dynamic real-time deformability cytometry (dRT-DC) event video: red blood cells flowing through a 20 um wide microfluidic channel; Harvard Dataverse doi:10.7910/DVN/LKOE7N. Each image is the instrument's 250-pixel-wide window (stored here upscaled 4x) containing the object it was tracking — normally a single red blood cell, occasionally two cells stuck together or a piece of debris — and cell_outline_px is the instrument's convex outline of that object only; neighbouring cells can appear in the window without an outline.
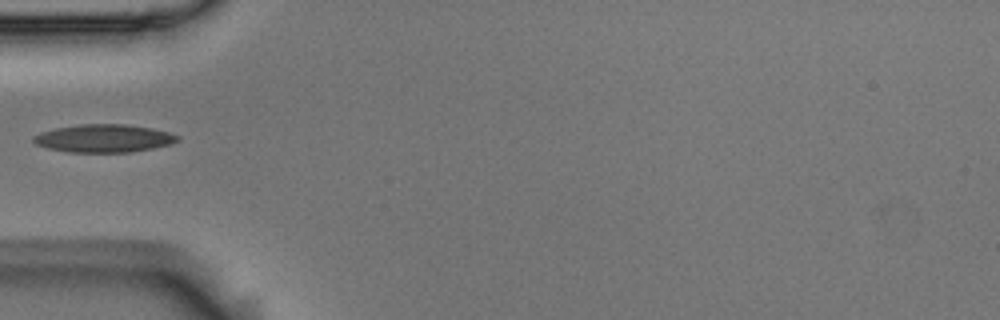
{"species": "Egyptian fruit bat (a non-hibernating species)", "species_latin": "Rousettus aegyptiacus", "temperature_condition": "room temperature", "stored_images_in_passage": 4, "camera_frame_rate_fps": 3000, "um_per_image_px": 0.085, "animal": {"sex": "male"}, "frame": {"image": 1, "passage_image": 4, "time_ms": 1.0, "image_size_px": [1000, 320], "cell_outline_px": [[180, 140], [172, 144], [132, 152], [68, 152], [48, 148], [36, 144], [32, 140], [32, 136], [40, 132], [56, 128], [80, 124], [124, 124], [152, 128], [168, 132], [180, 136]], "centroid_in_image_um": [8.84, 11.76], "position_along_channel_um": 76.2, "area_um2": 23.52}}